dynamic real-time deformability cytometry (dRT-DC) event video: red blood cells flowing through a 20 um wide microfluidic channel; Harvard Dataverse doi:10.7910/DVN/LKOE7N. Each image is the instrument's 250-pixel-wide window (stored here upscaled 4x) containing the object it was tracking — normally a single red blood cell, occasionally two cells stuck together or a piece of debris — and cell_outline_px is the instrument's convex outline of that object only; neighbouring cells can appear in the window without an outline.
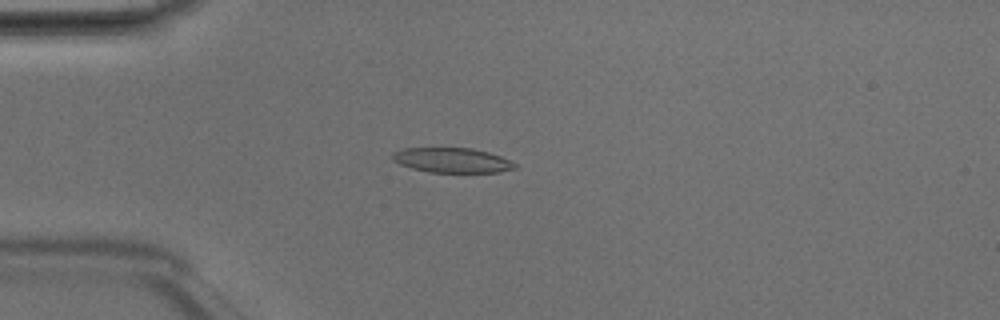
{"species": "Egyptian fruit bat (a non-hibernating species)", "species_latin": "Rousettus aegyptiacus", "temperature_condition": "room temperature", "stored_images_in_passage": 48, "camera_frame_rate_fps": 3000, "um_per_image_px": 0.085, "animal": {"sex": "male"}, "frame": {"image": 1, "passage_image": 12, "time_ms": 3.667, "image_size_px": [1000, 320], "cell_outline_px": [[516, 168], [500, 172], [428, 172], [412, 168], [400, 164], [392, 160], [392, 152], [404, 148], [472, 148], [488, 152], [500, 156], [516, 164]], "centroid_in_image_um": [38.4, 13.62], "position_along_channel_um": 46.6, "area_um2": 17.63}}
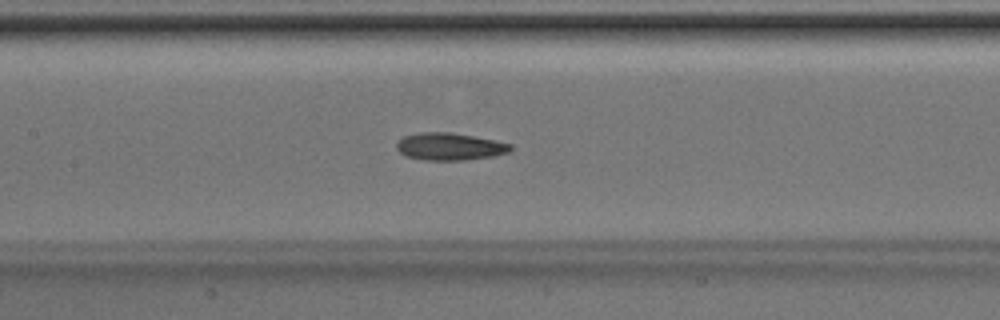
{"frame": {"image": 2, "passage_image": 22, "time_ms": 7.0, "image_size_px": [1000, 320], "cell_outline_px": [[512, 148], [508, 152], [492, 156], [464, 160], [424, 160], [408, 156], [400, 152], [396, 148], [396, 144], [404, 136], [420, 132], [448, 132], [496, 140], [512, 144]], "centroid_in_image_um": [38.23, 12.45], "position_along_channel_um": 169.2, "area_um2": 17.98}}
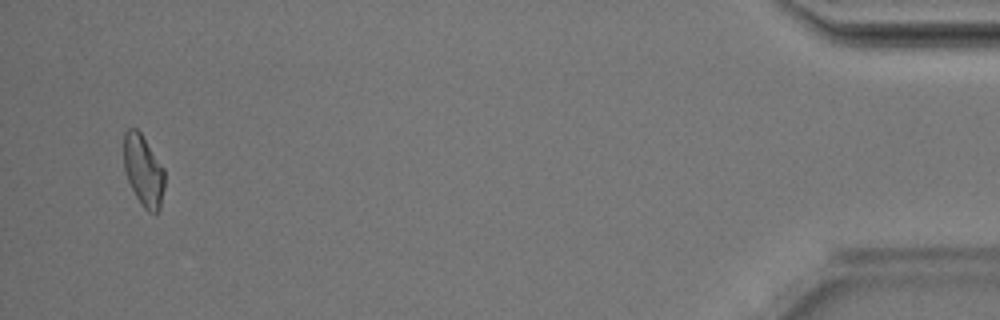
{"frame": {"image": 3, "passage_image": 46, "time_ms": 15.0, "image_size_px": [1000, 320], "cell_outline_px": [[164, 188], [160, 208], [156, 212], [148, 212], [144, 208], [136, 196], [128, 180], [124, 168], [124, 132], [128, 128], [136, 128], [140, 132], [164, 168]], "centroid_in_image_um": [12.19, 14.49], "position_along_channel_um": 423.0, "area_um2": 16.76}}